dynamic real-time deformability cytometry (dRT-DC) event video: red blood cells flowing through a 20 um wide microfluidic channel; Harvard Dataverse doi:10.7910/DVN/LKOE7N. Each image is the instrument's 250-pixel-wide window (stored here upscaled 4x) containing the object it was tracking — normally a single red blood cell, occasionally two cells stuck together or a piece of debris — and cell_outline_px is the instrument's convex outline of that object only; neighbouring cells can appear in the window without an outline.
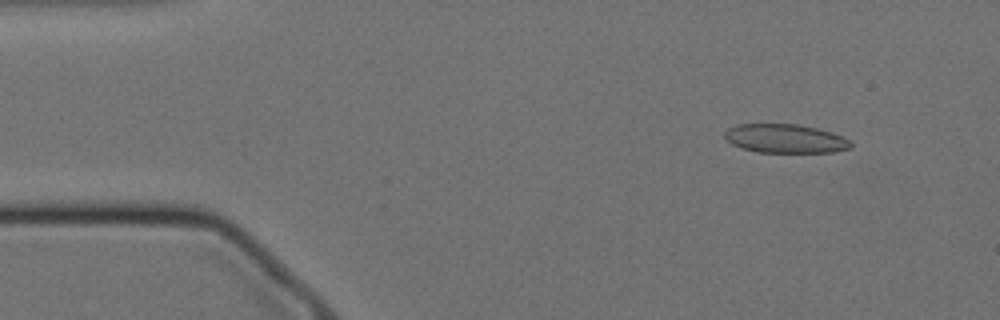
{"species": "Egyptian fruit bat (a non-hibernating species)", "species_latin": "Rousettus aegyptiacus", "temperature_condition": "cold", "stored_images_in_passage": 53, "camera_frame_rate_fps": 3000, "um_per_image_px": 0.085, "animal": {"sex": "female"}, "frame": {"image": 1, "passage_image": 2, "time_ms": 0.333, "image_size_px": [1000, 320], "cell_outline_px": [[852, 148], [832, 152], [756, 152], [732, 144], [724, 136], [724, 132], [728, 128], [736, 124], [796, 124], [816, 128], [832, 132], [844, 136], [852, 144]], "centroid_in_image_um": [66.76, 11.77], "position_along_channel_um": 18.2, "area_um2": 21.15}}
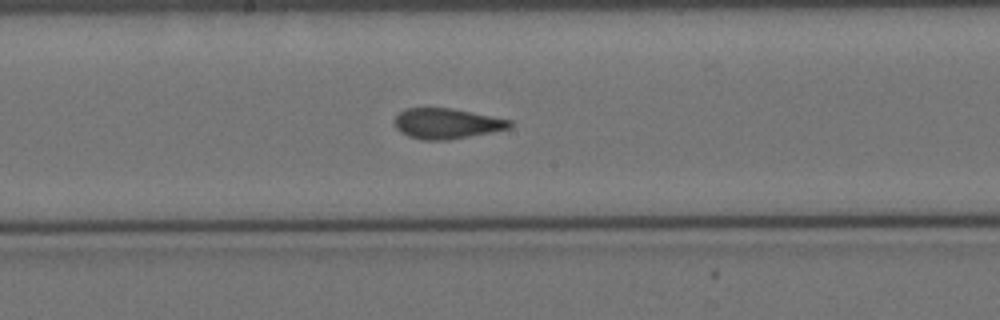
{"frame": {"image": 2, "passage_image": 25, "time_ms": 8.0, "image_size_px": [1000, 320], "cell_outline_px": [[516, 124], [512, 128], [492, 132], [448, 140], [424, 140], [408, 136], [400, 132], [396, 128], [396, 116], [404, 108], [452, 108], [512, 120]], "centroid_in_image_um": [38.03, 10.5], "position_along_channel_um": 210.2, "area_um2": 20.52}}
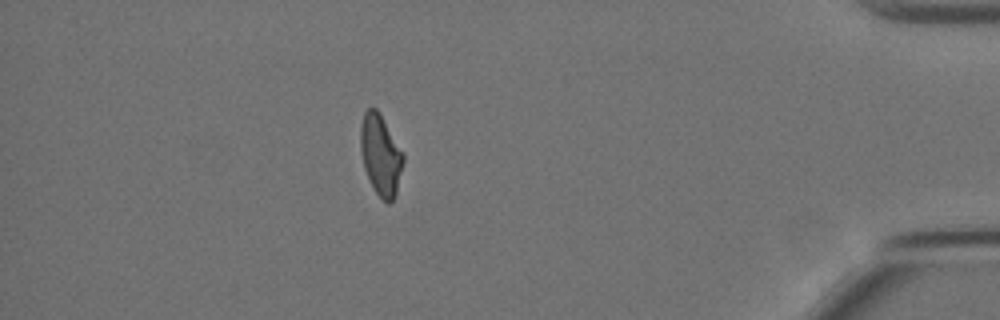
{"frame": {"image": 3, "passage_image": 46, "time_ms": 15.0, "image_size_px": [1000, 320], "cell_outline_px": [[404, 160], [396, 192], [392, 200], [388, 204], [376, 192], [364, 168], [360, 148], [360, 124], [364, 112], [368, 108], [376, 108], [404, 152]], "centroid_in_image_um": [32.35, 13.13], "position_along_channel_um": 402.9, "area_um2": 19.88}, "authors_computed_cell_mechanics": {"area_um2": 21.097, "velocity_mm_per_s": 3.4901, "shape_relaxation_time_tau1_ms": null, "shape_relaxation_time_tau2_ms": 1.3597, "deformation_change_tau1": null, "deformation_change_tau2": 0.0907}}